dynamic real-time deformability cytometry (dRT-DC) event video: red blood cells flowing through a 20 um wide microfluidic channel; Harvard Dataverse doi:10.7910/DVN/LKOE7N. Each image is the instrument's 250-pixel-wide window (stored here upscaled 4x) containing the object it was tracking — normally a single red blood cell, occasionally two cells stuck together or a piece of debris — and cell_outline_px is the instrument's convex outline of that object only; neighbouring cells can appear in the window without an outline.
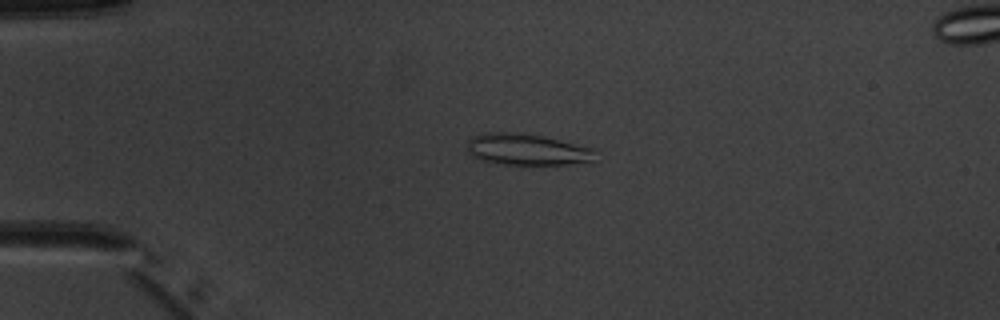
{"species": "common noctule bat (a hibernating species)", "species_latin": "Nyctalus noctula", "temperature_condition": "warm", "stored_images_in_passage": 5, "camera_frame_rate_fps": 3000, "um_per_image_px": 0.085, "animal": {"sex": "male", "body_mass_g": 20.1, "forearm_length_mm": 53.5}, "frame": {"image": 1, "passage_image": 3, "time_ms": 3.333, "image_size_px": [1000, 320], "cell_outline_px": [[596, 152], [592, 160], [568, 164], [496, 164], [480, 160], [472, 156], [468, 152], [468, 140], [472, 136], [484, 132], [520, 132], [544, 136], [592, 148]], "centroid_in_image_um": [44.72, 12.69], "position_along_channel_um": 40.3, "area_um2": 23.47}}